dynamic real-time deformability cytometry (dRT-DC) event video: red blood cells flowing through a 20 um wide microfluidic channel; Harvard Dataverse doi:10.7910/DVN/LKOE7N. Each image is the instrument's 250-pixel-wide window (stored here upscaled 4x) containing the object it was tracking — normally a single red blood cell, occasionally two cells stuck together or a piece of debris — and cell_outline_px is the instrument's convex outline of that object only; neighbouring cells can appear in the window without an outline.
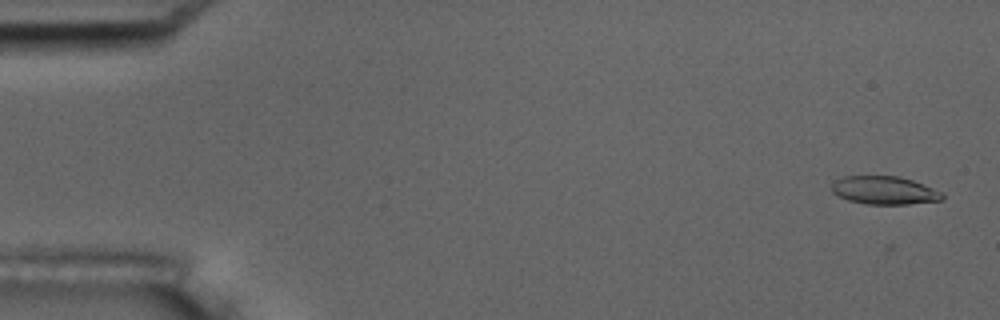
{"species": "common noctule bat (a hibernating species)", "species_latin": "Nyctalus noctula", "temperature_condition": "room temperature", "stored_images_in_passage": 7, "camera_frame_rate_fps": 3000, "um_per_image_px": 0.085, "animal": {"sex": "male", "body_mass_g": 17.5, "forearm_length_mm": 52.3}, "frame": {"image": 1, "passage_image": 1, "time_ms": 0.0, "image_size_px": [1000, 320], "cell_outline_px": [[944, 200], [908, 204], [868, 204], [848, 200], [832, 192], [832, 184], [836, 180], [844, 176], [900, 176], [912, 180], [944, 192]], "centroid_in_image_um": [75.22, 16.18], "position_along_channel_um": 9.8, "area_um2": 18.15}}
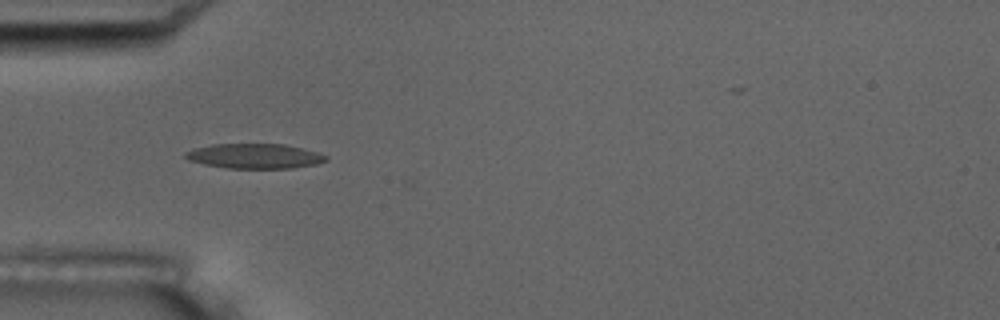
{"frame": {"image": 2, "passage_image": 5, "time_ms": 5.333, "image_size_px": [1000, 320], "cell_outline_px": [[328, 160], [316, 164], [288, 168], [224, 168], [204, 164], [188, 160], [184, 156], [184, 152], [192, 148], [212, 144], [284, 144], [316, 152], [328, 156]], "centroid_in_image_um": [21.58, 13.26], "position_along_channel_um": 63.4, "area_um2": 20.35}}